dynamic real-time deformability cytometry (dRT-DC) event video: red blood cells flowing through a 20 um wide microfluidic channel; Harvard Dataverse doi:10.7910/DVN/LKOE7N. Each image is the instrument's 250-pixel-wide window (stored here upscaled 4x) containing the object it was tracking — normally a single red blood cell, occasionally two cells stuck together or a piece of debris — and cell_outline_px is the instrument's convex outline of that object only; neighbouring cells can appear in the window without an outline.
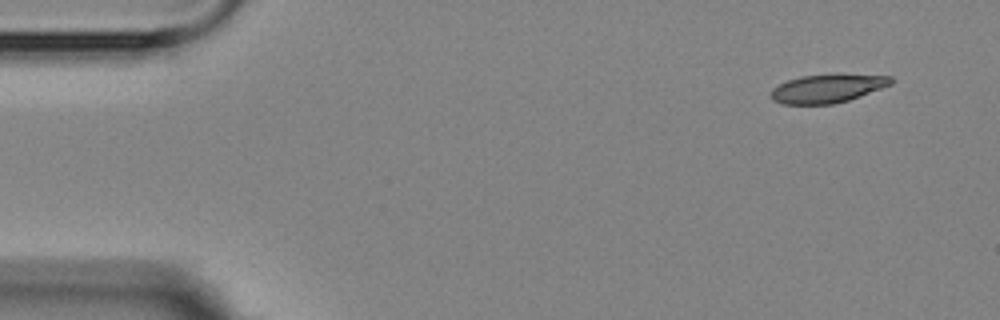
{"species": "Egyptian fruit bat (a non-hibernating species)", "species_latin": "Rousettus aegyptiacus", "temperature_condition": "room temperature", "stored_images_in_passage": 4, "camera_frame_rate_fps": 3000, "um_per_image_px": 0.085, "animal": {"sex": "female"}, "frame": {"image": 1, "passage_image": 1, "time_ms": 0.0, "image_size_px": [1000, 320], "cell_outline_px": [[896, 80], [892, 84], [860, 96], [848, 100], [832, 104], [780, 104], [772, 100], [772, 88], [788, 80], [800, 76], [836, 72], [840, 72], [892, 76]], "centroid_in_image_um": [70.4, 7.47], "position_along_channel_um": 14.6, "area_um2": 20.58}}
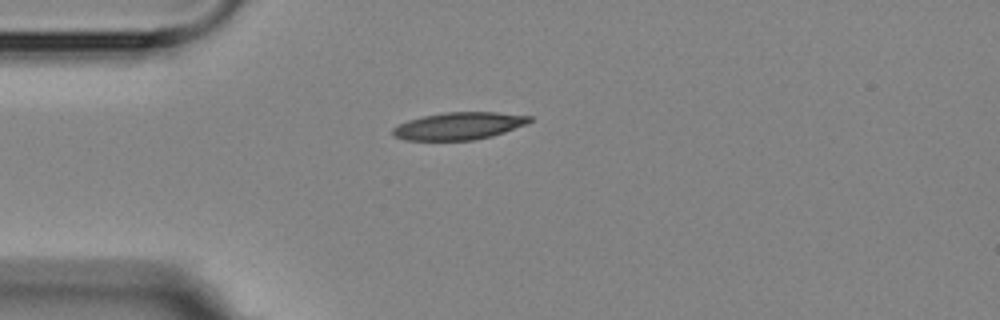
{"frame": {"image": 2, "passage_image": 4, "time_ms": 3.333, "image_size_px": [1000, 320], "cell_outline_px": [[532, 120], [528, 124], [492, 136], [472, 140], [404, 140], [392, 136], [392, 128], [408, 120], [424, 116], [444, 112], [496, 112], [532, 116]], "centroid_in_image_um": [39.01, 10.7], "position_along_channel_um": 46.0, "area_um2": 21.85}}